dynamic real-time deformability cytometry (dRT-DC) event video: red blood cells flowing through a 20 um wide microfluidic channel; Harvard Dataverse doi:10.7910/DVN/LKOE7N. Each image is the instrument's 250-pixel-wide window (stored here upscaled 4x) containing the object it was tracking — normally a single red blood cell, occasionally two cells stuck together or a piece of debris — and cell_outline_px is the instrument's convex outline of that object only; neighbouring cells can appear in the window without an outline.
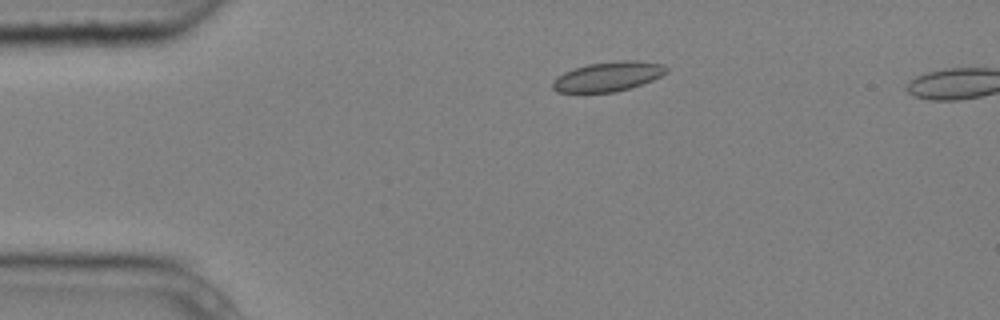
{"species": "common noctule bat (a hibernating species)", "species_latin": "Nyctalus noctula", "temperature_condition": "cold", "stored_images_in_passage": 5, "camera_frame_rate_fps": 3000, "um_per_image_px": 0.085, "animal": {"sex": "male", "body_mass_g": 20.4}, "frame": {"image": 1, "passage_image": 3, "time_ms": 0.667, "image_size_px": [1000, 320], "cell_outline_px": [[668, 72], [652, 80], [616, 92], [556, 92], [552, 88], [552, 80], [556, 76], [572, 68], [588, 64], [620, 60], [636, 60], [664, 64], [668, 68]], "centroid_in_image_um": [51.66, 6.49], "position_along_channel_um": 33.3, "area_um2": 19.71}}